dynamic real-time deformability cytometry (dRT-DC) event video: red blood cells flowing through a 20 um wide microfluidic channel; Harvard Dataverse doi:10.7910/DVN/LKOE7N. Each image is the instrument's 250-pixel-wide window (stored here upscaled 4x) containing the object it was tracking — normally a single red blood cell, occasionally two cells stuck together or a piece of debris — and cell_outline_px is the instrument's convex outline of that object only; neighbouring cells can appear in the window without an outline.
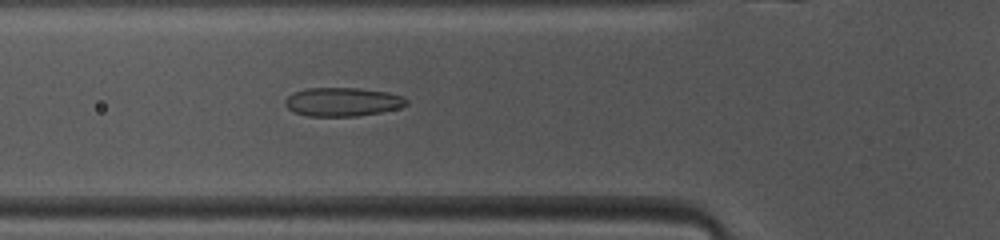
{"species": "common noctule bat (a hibernating species)", "species_latin": "Nyctalus noctula", "temperature_condition": "warm", "stored_images_in_passage": 38, "camera_frame_rate_fps": 3000, "um_per_image_px": 0.085, "animal": {"sex": "female", "body_mass_g": 10.0, "forearm_length_mm": 53.1}, "frame": {"image": 1, "passage_image": 6, "time_ms": 1.667, "image_size_px": [1000, 240], "cell_outline_px": [[408, 104], [400, 108], [380, 112], [356, 116], [308, 116], [296, 112], [288, 108], [284, 104], [284, 100], [292, 92], [308, 88], [360, 88], [388, 92], [404, 96], [408, 100]], "centroid_in_image_um": [29.14, 8.65], "position_along_channel_um": 96.7, "area_um2": 20.4}}
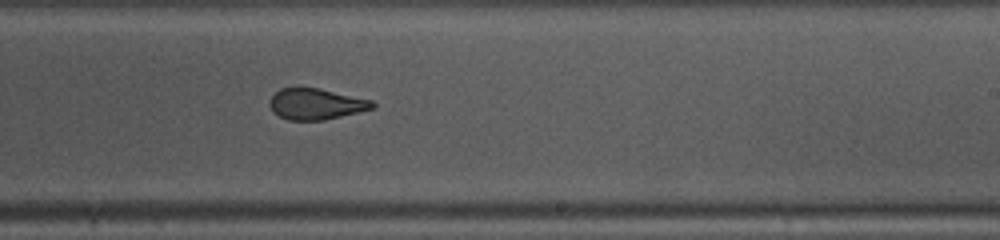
{"frame": {"image": 2, "passage_image": 18, "time_ms": 5.667, "image_size_px": [1000, 240], "cell_outline_px": [[376, 104], [372, 108], [324, 120], [288, 120], [272, 112], [268, 104], [272, 96], [280, 88], [320, 88], [372, 100]], "centroid_in_image_um": [26.82, 8.84], "position_along_channel_um": 262.2, "area_um2": 18.44}}
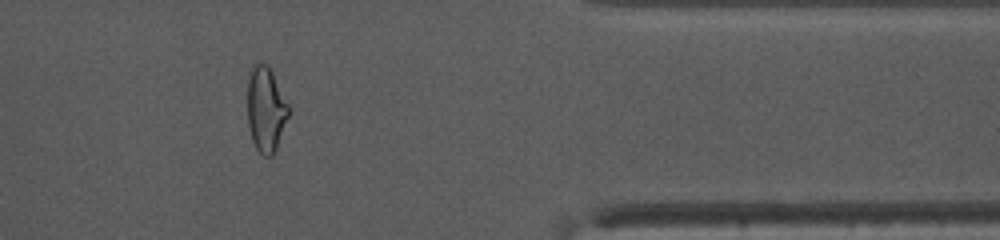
{"frame": {"image": 3, "passage_image": 29, "time_ms": 9.333, "image_size_px": [1000, 240], "cell_outline_px": [[288, 116], [276, 148], [272, 156], [264, 156], [256, 148], [252, 140], [248, 128], [248, 72], [252, 64], [268, 64], [288, 104]], "centroid_in_image_um": [22.57, 9.27], "position_along_channel_um": 388.8, "area_um2": 20.17}}